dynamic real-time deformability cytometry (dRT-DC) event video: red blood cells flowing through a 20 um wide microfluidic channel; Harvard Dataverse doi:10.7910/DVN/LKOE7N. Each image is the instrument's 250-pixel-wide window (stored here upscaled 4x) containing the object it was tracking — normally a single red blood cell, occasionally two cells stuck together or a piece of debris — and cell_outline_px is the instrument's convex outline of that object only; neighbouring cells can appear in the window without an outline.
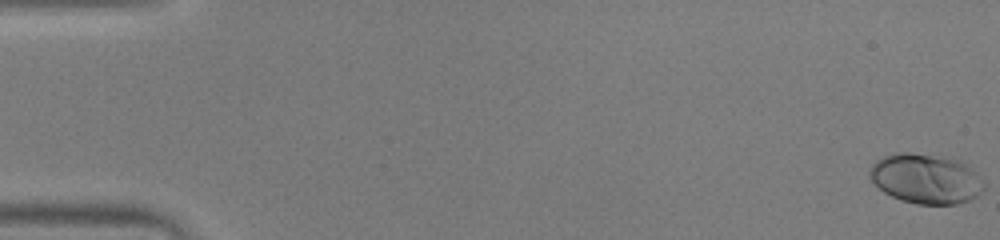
{"species": "human", "species_latin": "Homo sapiens", "temperature_condition": "warm", "stored_images_in_passage": 53, "camera_frame_rate_fps": 3000, "um_per_image_px": 0.085, "donor": {"sex": "male"}, "frame": {"image": 1, "passage_image": 1, "time_ms": 0.0, "image_size_px": [1000, 240], "cell_outline_px": [[984, 188], [976, 196], [968, 200], [956, 204], [916, 204], [900, 200], [884, 192], [872, 180], [868, 172], [872, 164], [876, 160], [892, 152], [908, 152], [952, 156], [960, 160], [972, 168], [980, 176], [984, 184]], "centroid_in_image_um": [78.7, 15.16], "position_along_channel_um": 6.3, "area_um2": 33.64}}
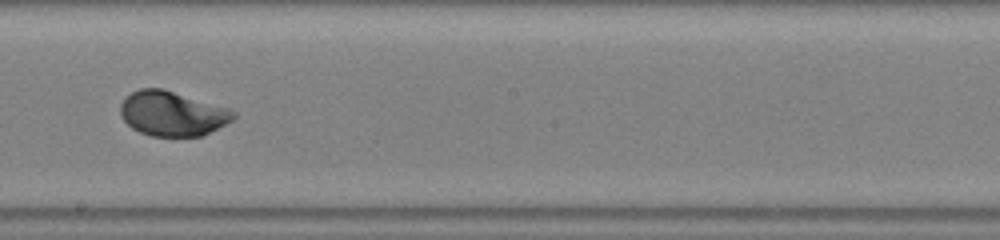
{"frame": {"image": 2, "passage_image": 31, "time_ms": 10.0, "image_size_px": [1000, 240], "cell_outline_px": [[236, 116], [232, 120], [200, 136], [152, 136], [140, 132], [132, 128], [120, 116], [120, 104], [132, 92], [140, 88], [164, 88], [228, 108], [236, 112]], "centroid_in_image_um": [14.62, 9.64], "position_along_channel_um": 233.6, "area_um2": 29.25}}
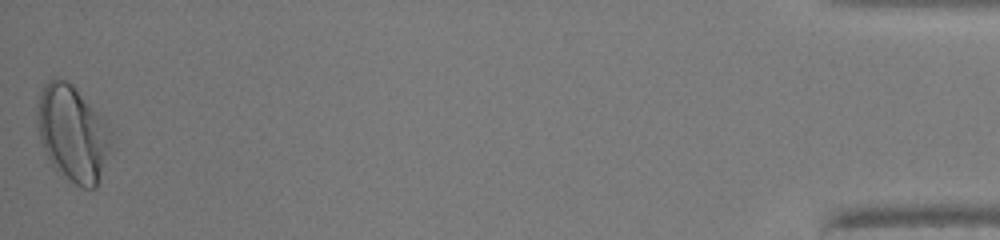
{"frame": {"image": 3, "passage_image": 53, "time_ms": 17.333, "image_size_px": [1000, 240], "cell_outline_px": [[112, 136], [100, 176], [96, 188], [84, 188], [76, 184], [56, 168], [52, 164], [40, 140], [36, 124], [36, 112], [40, 92], [44, 84], [48, 80], [56, 76], [72, 84], [104, 116], [112, 132]], "centroid_in_image_um": [6.16, 11.25], "position_along_channel_um": 429.0, "area_um2": 41.15}, "authors_computed_cell_mechanics": {"area_um2": 29.478, "velocity_mm_per_s": 3.9627, "shape_relaxation_time_tau1_ms": 2.7337, "shape_relaxation_time_tau2_ms": null, "deformation_change_tau1": 0.156, "deformation_change_tau2": null}}